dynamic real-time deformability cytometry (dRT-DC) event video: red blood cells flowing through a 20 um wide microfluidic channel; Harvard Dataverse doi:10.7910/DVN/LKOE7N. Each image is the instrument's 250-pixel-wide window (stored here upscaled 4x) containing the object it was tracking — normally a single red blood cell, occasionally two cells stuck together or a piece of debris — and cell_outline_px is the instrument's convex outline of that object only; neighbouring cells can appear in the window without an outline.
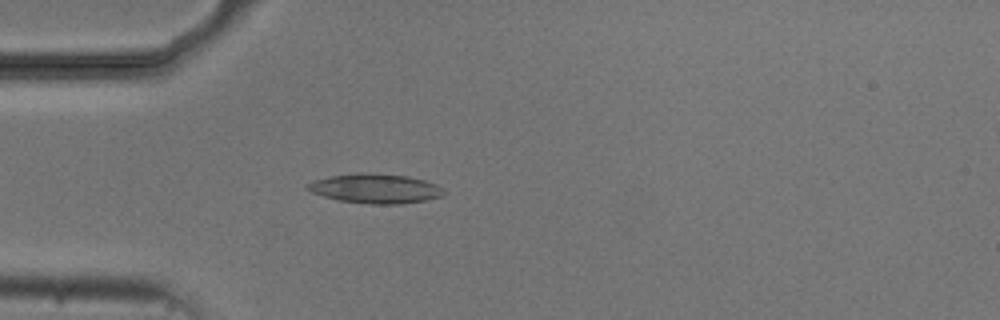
{"species": "common noctule bat (a hibernating species)", "species_latin": "Nyctalus noctula", "temperature_condition": "cold", "stored_images_in_passage": 3, "camera_frame_rate_fps": 3000, "um_per_image_px": 0.085, "animal": {"sex": "male", "body_mass_g": 20.5, "forearm_length_mm": 52.5}, "frame": {"image": 1, "passage_image": 3, "time_ms": 2.333, "image_size_px": [1000, 320], "cell_outline_px": [[444, 196], [424, 200], [400, 204], [372, 204], [340, 200], [324, 196], [312, 192], [304, 188], [312, 180], [328, 176], [356, 172], [360, 172], [408, 176], [424, 180], [436, 184], [444, 192]], "centroid_in_image_um": [31.87, 16.01], "position_along_channel_um": 53.1, "area_um2": 23.35}}